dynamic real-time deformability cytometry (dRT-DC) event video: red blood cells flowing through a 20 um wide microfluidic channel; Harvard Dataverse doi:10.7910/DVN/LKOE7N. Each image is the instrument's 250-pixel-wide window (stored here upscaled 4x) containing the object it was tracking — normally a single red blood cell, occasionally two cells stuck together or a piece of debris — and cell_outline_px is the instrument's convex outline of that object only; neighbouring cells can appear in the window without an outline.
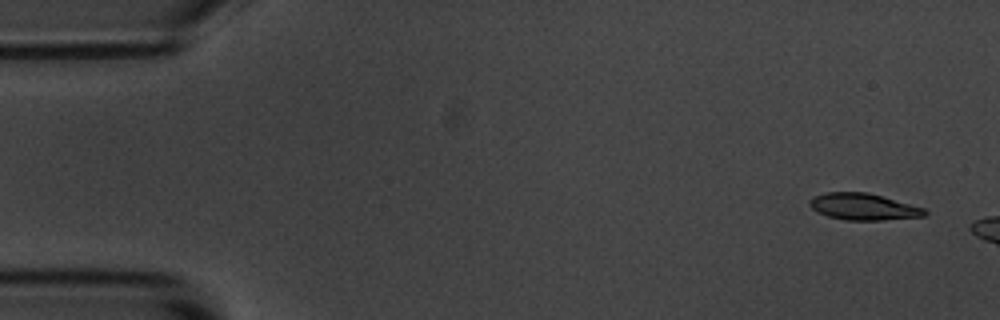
{"species": "common noctule bat (a hibernating species)", "species_latin": "Nyctalus noctula", "temperature_condition": "room temperature", "stored_images_in_passage": 3, "camera_frame_rate_fps": 3000, "um_per_image_px": 0.085, "animal": {"sex": "male", "body_mass_g": 20.1, "forearm_length_mm": 53.5}, "frame": {"image": 1, "passage_image": 1, "time_ms": 0.0, "image_size_px": [1000, 320], "cell_outline_px": [[928, 212], [924, 216], [884, 220], [844, 220], [828, 216], [812, 208], [808, 204], [808, 200], [812, 196], [824, 192], [868, 192], [924, 208]], "centroid_in_image_um": [73.35, 17.56], "position_along_channel_um": 11.6, "area_um2": 17.86}}